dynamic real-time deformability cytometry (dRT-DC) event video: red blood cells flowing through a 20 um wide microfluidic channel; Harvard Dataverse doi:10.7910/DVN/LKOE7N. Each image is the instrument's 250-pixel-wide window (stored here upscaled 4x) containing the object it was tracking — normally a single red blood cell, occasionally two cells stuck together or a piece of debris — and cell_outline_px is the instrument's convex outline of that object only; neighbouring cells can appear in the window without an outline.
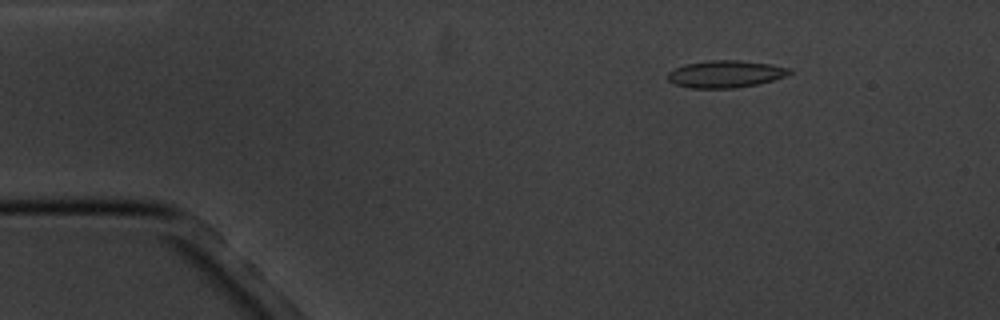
{"species": "common noctule bat (a hibernating species)", "species_latin": "Nyctalus noctula", "temperature_condition": "cold", "stored_images_in_passage": 6, "camera_frame_rate_fps": 3000, "um_per_image_px": 0.085, "animal": {"sex": "male", "body_mass_g": 20.1, "forearm_length_mm": 53.5}, "frame": {"image": 1, "passage_image": 3, "time_ms": 2.333, "image_size_px": [1000, 320], "cell_outline_px": [[792, 72], [784, 76], [772, 80], [756, 84], [736, 88], [688, 88], [676, 84], [668, 80], [668, 72], [684, 64], [708, 60], [740, 60], [772, 64], [792, 68]], "centroid_in_image_um": [61.67, 6.28], "position_along_channel_um": 23.3, "area_um2": 19.31}}
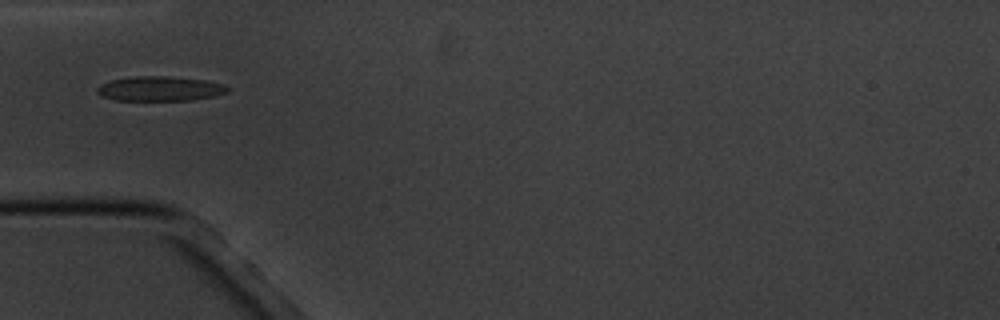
{"frame": {"image": 2, "passage_image": 6, "time_ms": 5.667, "image_size_px": [1000, 320], "cell_outline_px": [[228, 92], [212, 96], [192, 100], [116, 100], [104, 96], [96, 92], [96, 88], [100, 84], [108, 80], [132, 76], [172, 76], [204, 80], [220, 84], [228, 88]], "centroid_in_image_um": [13.53, 7.52], "position_along_channel_um": 71.5, "area_um2": 18.67}}